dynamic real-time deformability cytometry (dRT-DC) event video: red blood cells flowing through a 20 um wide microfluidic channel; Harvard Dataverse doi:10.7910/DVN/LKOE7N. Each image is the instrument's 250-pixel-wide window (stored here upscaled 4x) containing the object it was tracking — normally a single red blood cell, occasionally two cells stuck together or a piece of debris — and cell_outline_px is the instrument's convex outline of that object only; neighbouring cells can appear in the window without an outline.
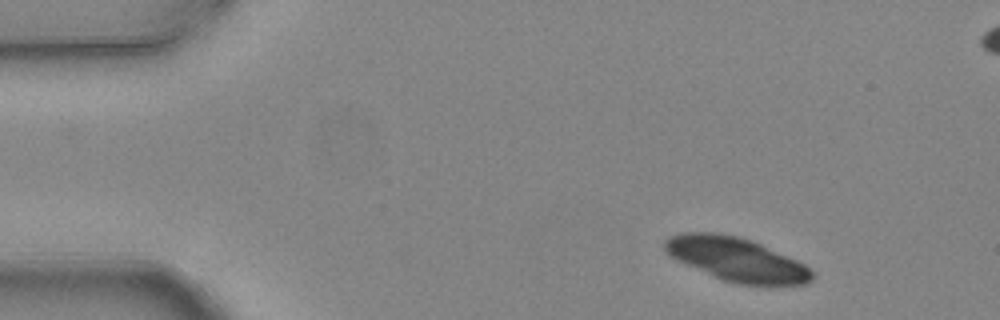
{"species": "common noctule bat (a hibernating species)", "species_latin": "Nyctalus noctula", "temperature_condition": "warm", "stored_images_in_passage": 4, "camera_frame_rate_fps": 3000, "um_per_image_px": 0.085, "animal": {"sex": "female", "body_mass_g": 24.6, "forearm_length_mm": 56.2}, "frame": {"image": 1, "passage_image": 1, "time_ms": 0.0, "image_size_px": [1000, 320], "cell_outline_px": [[812, 280], [804, 284], [764, 288], [740, 284], [724, 280], [676, 260], [668, 256], [664, 252], [664, 240], [680, 232], [716, 232], [736, 236], [752, 240], [796, 260], [804, 264], [812, 272]], "centroid_in_image_um": [62.6, 22.07], "position_along_channel_um": 22.4, "area_um2": 37.97}}